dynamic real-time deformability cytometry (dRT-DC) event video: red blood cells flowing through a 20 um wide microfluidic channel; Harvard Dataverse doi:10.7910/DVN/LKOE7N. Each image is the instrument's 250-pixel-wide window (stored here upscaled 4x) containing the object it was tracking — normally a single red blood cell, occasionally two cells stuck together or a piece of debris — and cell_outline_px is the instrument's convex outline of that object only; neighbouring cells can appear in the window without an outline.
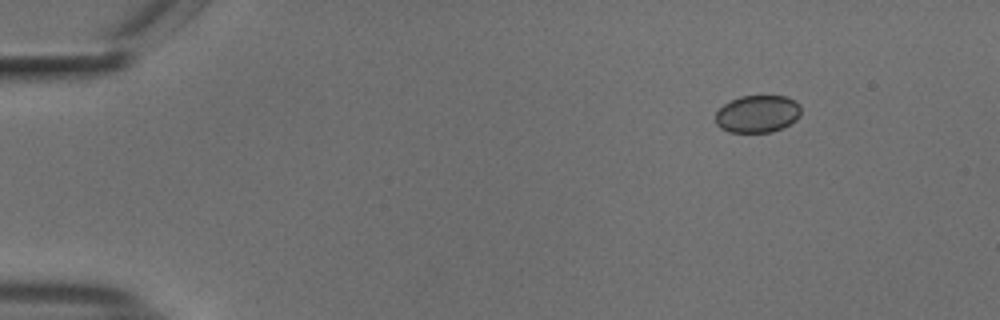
{"species": "common noctule bat (a hibernating species)", "species_latin": "Nyctalus noctula", "temperature_condition": "cold", "stored_images_in_passage": 49, "camera_frame_rate_fps": 3000, "um_per_image_px": 0.085, "animal": {"sex": "male", "body_mass_g": 18.8}, "frame": {"image": 1, "passage_image": 1, "time_ms": 0.0, "image_size_px": [1000, 320], "cell_outline_px": [[800, 116], [796, 120], [772, 132], [728, 132], [720, 128], [716, 124], [716, 112], [724, 104], [740, 96], [788, 96], [796, 100], [800, 104]], "centroid_in_image_um": [64.4, 9.67], "position_along_channel_um": 20.6, "area_um2": 18.67}}
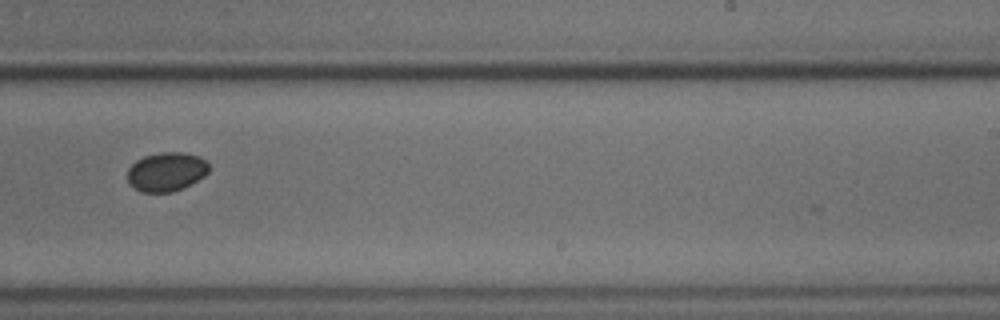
{"frame": {"image": 2, "passage_image": 29, "time_ms": 9.333, "image_size_px": [1000, 320], "cell_outline_px": [[208, 172], [204, 176], [172, 192], [140, 192], [132, 188], [128, 184], [128, 168], [136, 160], [144, 156], [160, 152], [184, 152], [200, 156], [208, 160]], "centroid_in_image_um": [14.12, 14.58], "position_along_channel_um": 274.9, "area_um2": 18.61}}
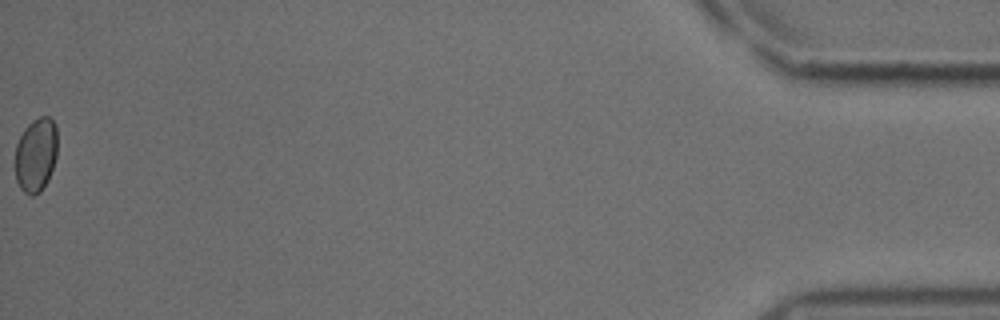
{"frame": {"image": 3, "passage_image": 49, "time_ms": 16.0, "image_size_px": [1000, 320], "cell_outline_px": [[56, 156], [48, 180], [40, 192], [32, 196], [24, 192], [20, 188], [16, 180], [16, 144], [24, 128], [32, 120], [40, 116], [48, 116], [56, 124]], "centroid_in_image_um": [3.05, 13.15], "position_along_channel_um": 432.2, "area_um2": 18.21}}